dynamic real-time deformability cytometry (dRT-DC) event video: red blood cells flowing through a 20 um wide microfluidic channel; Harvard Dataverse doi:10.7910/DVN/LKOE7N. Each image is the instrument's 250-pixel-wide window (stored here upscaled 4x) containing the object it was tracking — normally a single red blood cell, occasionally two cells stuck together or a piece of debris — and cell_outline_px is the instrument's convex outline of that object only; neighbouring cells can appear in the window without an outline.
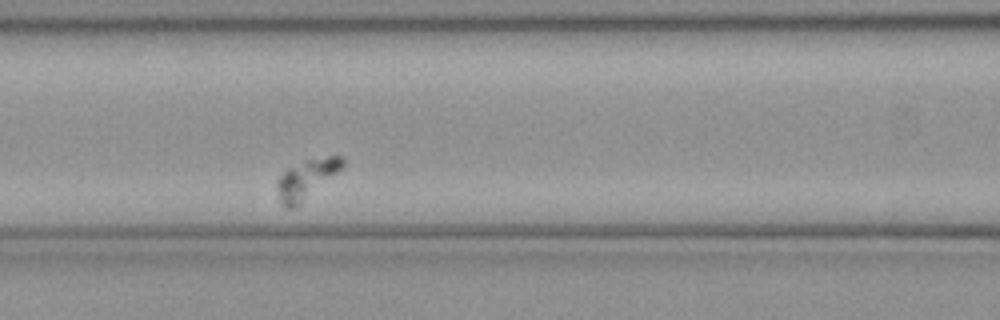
{"species": "common noctule bat (a hibernating species)", "species_latin": "Nyctalus noctula", "temperature_condition": "cold", "stored_images_in_passage": 36, "camera_frame_rate_fps": 3000, "um_per_image_px": 0.085, "animal": {"sex": "female", "body_mass_g": 21.9}, "frame": {"image": 1, "passage_image": 16, "time_ms": 5.0, "image_size_px": [1000, 320], "cell_outline_px": [[344, 168], [296, 208], [284, 208], [280, 200], [276, 188], [276, 180], [288, 168], [308, 160], [328, 156], [340, 156], [344, 160]], "centroid_in_image_um": [26.06, 15.25], "position_along_channel_um": 140.5, "area_um2": 15.03}}
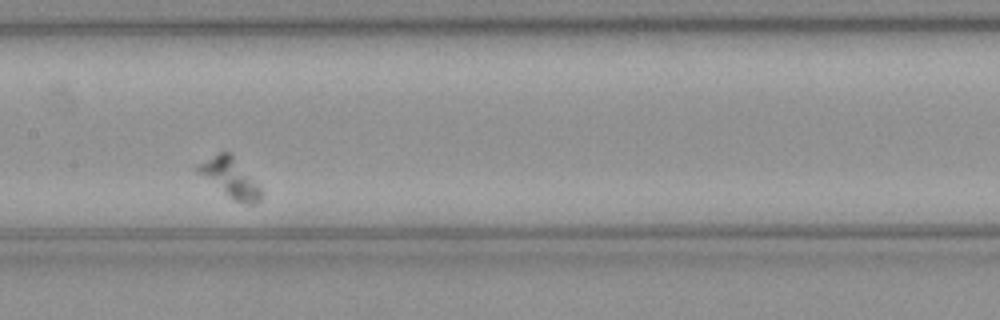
{"frame": {"image": 2, "passage_image": 20, "time_ms": 6.333, "image_size_px": [1000, 320], "cell_outline_px": [[264, 192], [260, 200], [256, 204], [248, 204], [236, 200], [196, 172], [196, 168], [200, 164], [220, 152], [228, 152], [232, 156]], "centroid_in_image_um": [19.6, 15.14], "position_along_channel_um": 187.8, "area_um2": 13.47}}